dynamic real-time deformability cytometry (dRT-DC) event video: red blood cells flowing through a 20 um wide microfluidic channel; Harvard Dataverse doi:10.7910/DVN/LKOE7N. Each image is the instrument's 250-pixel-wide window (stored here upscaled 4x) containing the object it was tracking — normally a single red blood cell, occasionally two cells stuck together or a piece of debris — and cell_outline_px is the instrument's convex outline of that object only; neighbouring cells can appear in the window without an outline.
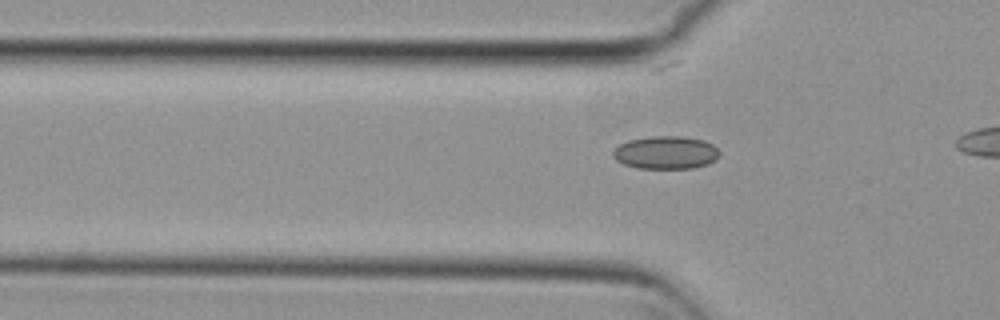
{"species": "common noctule bat (a hibernating species)", "species_latin": "Nyctalus noctula", "temperature_condition": "cold", "stored_images_in_passage": 5, "camera_frame_rate_fps": 3000, "um_per_image_px": 0.085, "animal": {"sex": "female", "body_mass_g": 29.2, "forearm_length_mm": 56.3}, "frame": {"image": 1, "passage_image": 2, "time_ms": 0.333, "image_size_px": [1000, 320], "cell_outline_px": [[720, 156], [716, 160], [708, 164], [692, 168], [636, 168], [624, 164], [616, 160], [612, 156], [612, 152], [620, 144], [628, 140], [652, 136], [684, 136], [704, 140], [712, 144], [720, 152]], "centroid_in_image_um": [56.61, 12.96], "position_along_channel_um": 69.2, "area_um2": 20.58}}